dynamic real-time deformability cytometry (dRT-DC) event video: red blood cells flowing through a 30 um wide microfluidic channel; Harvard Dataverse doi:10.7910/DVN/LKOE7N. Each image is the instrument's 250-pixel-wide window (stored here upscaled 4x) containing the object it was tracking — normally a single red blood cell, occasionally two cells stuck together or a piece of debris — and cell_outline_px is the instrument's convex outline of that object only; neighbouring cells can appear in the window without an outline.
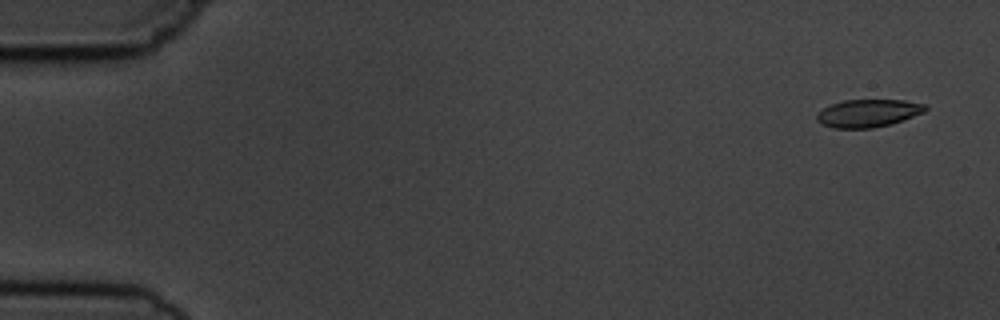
{"species": "common noctule bat (a hibernating species)", "species_latin": "Nyctalus noctula", "temperature_condition": "cold", "stored_images_in_passage": 5, "camera_frame_rate_fps": 3000, "um_per_image_px": 0.085, "animal": {"sex": "male", "body_mass_g": 19.5, "forearm_length_mm": 54.6}, "frame": {"image": 1, "passage_image": 1, "time_ms": 0.0, "image_size_px": [1000, 320], "cell_outline_px": [[928, 108], [924, 112], [888, 124], [872, 128], [832, 128], [820, 124], [816, 120], [816, 112], [832, 104], [844, 100], [904, 100], [924, 104]], "centroid_in_image_um": [73.72, 9.62], "position_along_channel_um": 11.3, "area_um2": 17.4}}
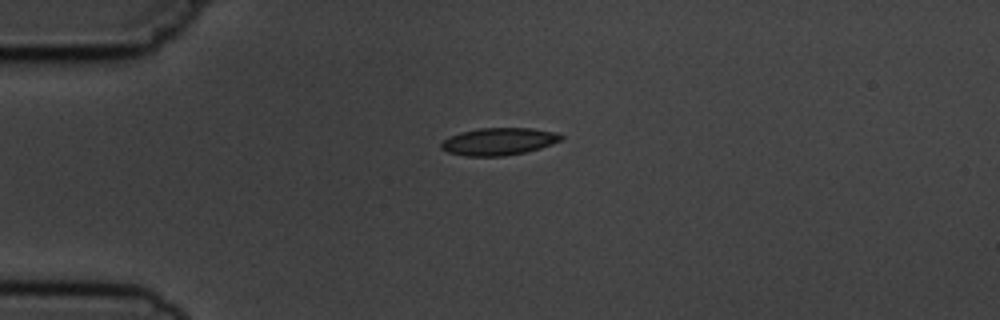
{"frame": {"image": 2, "passage_image": 4, "time_ms": 3.667, "image_size_px": [1000, 320], "cell_outline_px": [[564, 136], [560, 140], [552, 144], [540, 148], [524, 152], [504, 156], [468, 156], [448, 152], [440, 148], [440, 144], [448, 136], [460, 132], [480, 128], [532, 128], [556, 132]], "centroid_in_image_um": [42.38, 12.02], "position_along_channel_um": 42.6, "area_um2": 19.07}}